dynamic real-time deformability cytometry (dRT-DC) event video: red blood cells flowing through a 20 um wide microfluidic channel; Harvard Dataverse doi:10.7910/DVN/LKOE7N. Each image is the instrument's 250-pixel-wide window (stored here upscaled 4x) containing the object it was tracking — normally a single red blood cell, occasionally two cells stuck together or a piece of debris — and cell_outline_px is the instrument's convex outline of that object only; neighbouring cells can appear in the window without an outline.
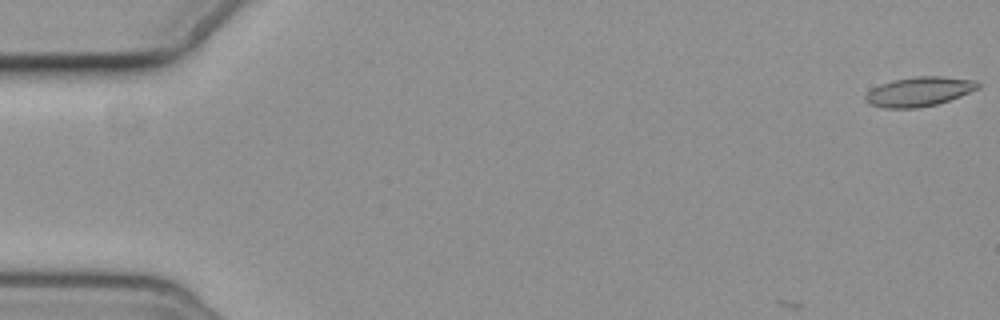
{"species": "common noctule bat (a hibernating species)", "species_latin": "Nyctalus noctula", "temperature_condition": "cold", "stored_images_in_passage": 2, "camera_frame_rate_fps": 3000, "um_per_image_px": 0.085, "animal": {"sex": "female", "body_mass_g": 19.3, "forearm_length_mm": 54.1}, "frame": {"image": 1, "passage_image": 1, "time_ms": 0.0, "image_size_px": [1000, 320], "cell_outline_px": [[980, 88], [960, 96], [936, 104], [916, 108], [884, 108], [868, 104], [864, 100], [864, 96], [872, 88], [880, 84], [892, 80], [916, 76], [940, 76], [976, 80], [980, 84]], "centroid_in_image_um": [78.1, 7.78], "position_along_channel_um": 6.9, "area_um2": 19.36}}